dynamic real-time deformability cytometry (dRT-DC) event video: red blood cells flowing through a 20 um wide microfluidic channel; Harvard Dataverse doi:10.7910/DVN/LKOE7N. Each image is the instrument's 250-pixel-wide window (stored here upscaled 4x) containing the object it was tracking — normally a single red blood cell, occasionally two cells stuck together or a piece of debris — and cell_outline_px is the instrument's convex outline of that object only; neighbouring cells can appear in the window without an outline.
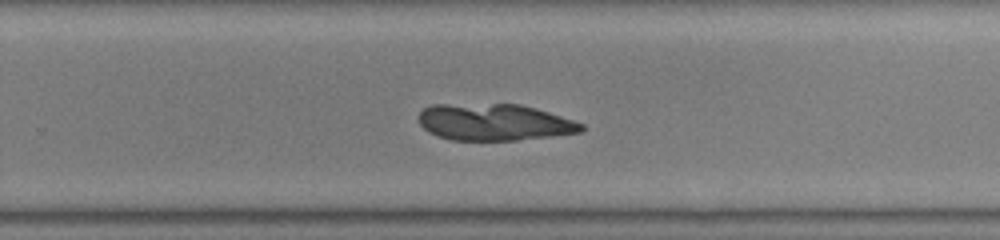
{"species": "common noctule bat (a hibernating species)", "species_latin": "Nyctalus noctula", "temperature_condition": "warm", "stored_images_in_passage": 44, "camera_frame_rate_fps": 3000, "um_per_image_px": 0.085, "animal": {"sex": "male", "body_mass_g": 19.0, "forearm_length_mm": 50.8}, "frame": {"image": 1, "passage_image": 26, "time_ms": 8.333, "image_size_px": [1000, 240], "cell_outline_px": [[584, 128], [580, 132], [516, 140], [452, 140], [428, 132], [420, 124], [420, 112], [424, 108], [432, 104], [520, 104], [536, 108], [584, 124]], "centroid_in_image_um": [41.99, 10.38], "position_along_channel_um": 287.8, "area_um2": 34.45}}
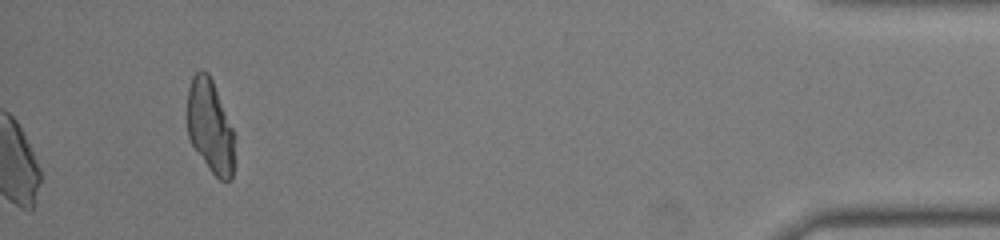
{"frame": {"image": 2, "passage_image": 44, "time_ms": 14.333, "image_size_px": [1000, 240], "cell_outline_px": [[232, 180], [220, 180], [208, 168], [192, 144], [188, 136], [188, 88], [192, 76], [200, 68], [208, 72], [212, 80], [232, 128]], "centroid_in_image_um": [17.82, 10.7], "position_along_channel_um": 417.4, "area_um2": 24.97}}